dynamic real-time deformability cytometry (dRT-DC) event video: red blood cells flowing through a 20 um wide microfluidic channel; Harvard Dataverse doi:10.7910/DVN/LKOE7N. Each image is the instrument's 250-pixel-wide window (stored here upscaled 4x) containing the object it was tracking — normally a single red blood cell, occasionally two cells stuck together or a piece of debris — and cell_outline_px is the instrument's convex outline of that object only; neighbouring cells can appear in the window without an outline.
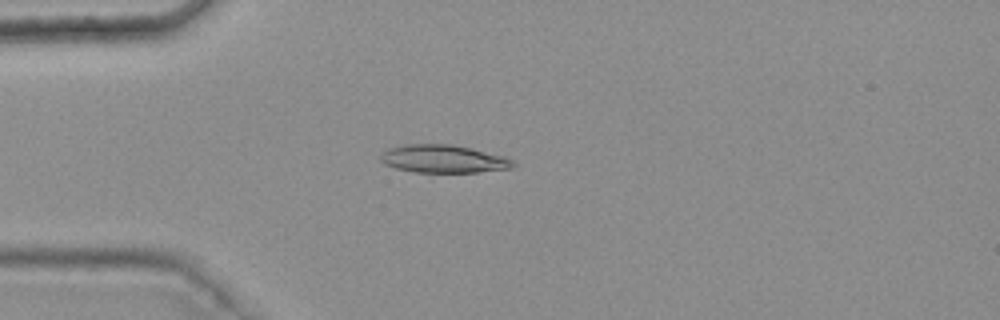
{"species": "common noctule bat (a hibernating species)", "species_latin": "Nyctalus noctula", "temperature_condition": "warm", "stored_images_in_passage": 47, "camera_frame_rate_fps": 3000, "um_per_image_px": 0.085, "animal": {"sex": "female", "body_mass_g": 25.1}, "frame": {"image": 1, "passage_image": 14, "time_ms": 4.333, "image_size_px": [1000, 320], "cell_outline_px": [[516, 168], [476, 172], [412, 172], [396, 168], [384, 164], [380, 160], [380, 156], [388, 148], [404, 144], [452, 144], [472, 148], [508, 156], [516, 164]], "centroid_in_image_um": [37.74, 13.5], "position_along_channel_um": 47.3, "area_um2": 21.91}}
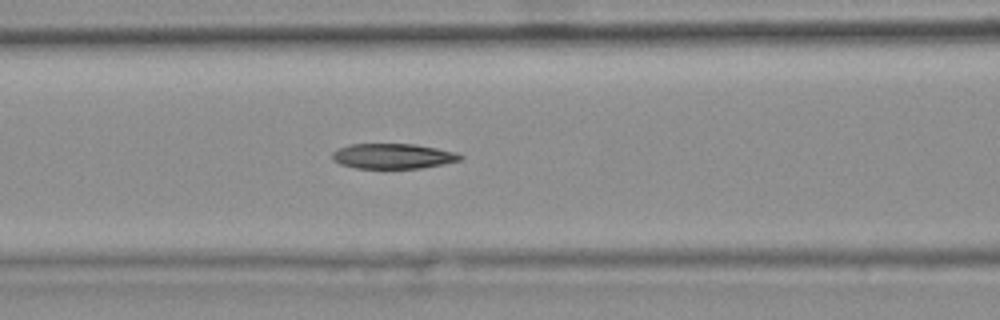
{"frame": {"image": 2, "passage_image": 22, "time_ms": 7.0, "image_size_px": [1000, 320], "cell_outline_px": [[464, 156], [460, 160], [444, 164], [420, 168], [356, 168], [340, 164], [332, 160], [332, 152], [340, 148], [352, 144], [416, 144], [456, 152]], "centroid_in_image_um": [33.41, 13.27], "position_along_channel_um": 133.2, "area_um2": 18.73}}
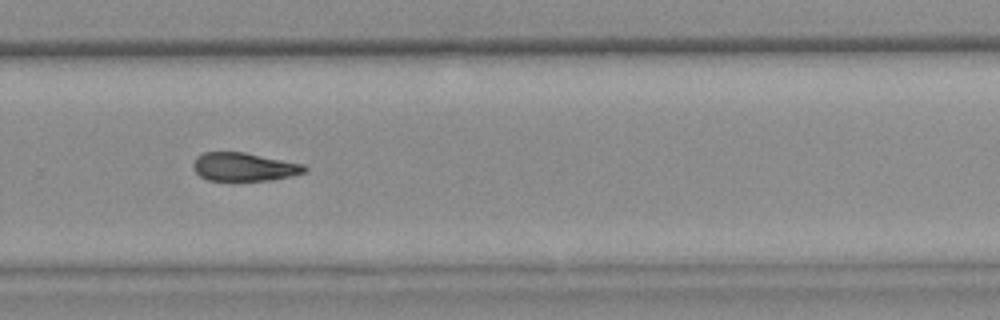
{"frame": {"image": 3, "passage_image": 36, "time_ms": 11.667, "image_size_px": [1000, 320], "cell_outline_px": [[308, 168], [304, 172], [292, 176], [272, 180], [208, 180], [200, 176], [192, 168], [192, 164], [196, 156], [204, 152], [244, 152], [304, 164]], "centroid_in_image_um": [20.73, 14.18], "position_along_channel_um": 309.1, "area_um2": 18.44}, "authors_computed_cell_mechanics": {"area_um2": 19.5942, "velocity_mm_per_s": 3.7768, "shape_relaxation_time_tau1_ms": null, "shape_relaxation_time_tau2_ms": 9.4995, "deformation_change_tau1": null, "deformation_change_tau2": 0.1939}}